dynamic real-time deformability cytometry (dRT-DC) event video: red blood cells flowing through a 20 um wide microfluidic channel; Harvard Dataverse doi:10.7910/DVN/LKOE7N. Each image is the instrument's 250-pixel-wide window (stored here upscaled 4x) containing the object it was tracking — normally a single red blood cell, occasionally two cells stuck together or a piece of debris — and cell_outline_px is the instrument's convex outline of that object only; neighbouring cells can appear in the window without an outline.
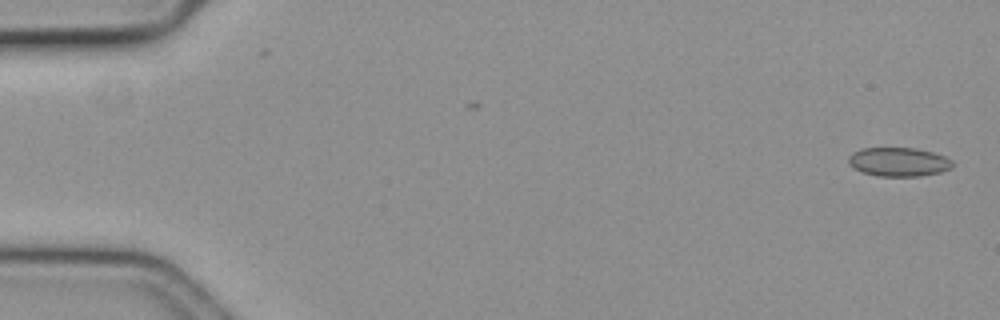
{"species": "common noctule bat (a hibernating species)", "species_latin": "Nyctalus noctula", "temperature_condition": "cold", "stored_images_in_passage": 58, "camera_frame_rate_fps": 3000, "um_per_image_px": 0.085, "animal": {"sex": "female", "body_mass_g": 19.3, "forearm_length_mm": 54.1}, "frame": {"image": 1, "passage_image": 1, "time_ms": 0.0, "image_size_px": [1000, 320], "cell_outline_px": [[952, 168], [940, 172], [916, 176], [880, 176], [864, 172], [848, 164], [848, 156], [852, 152], [860, 148], [916, 148], [932, 152], [944, 156], [952, 160]], "centroid_in_image_um": [76.37, 13.75], "position_along_channel_um": 8.6, "area_um2": 17.4}}
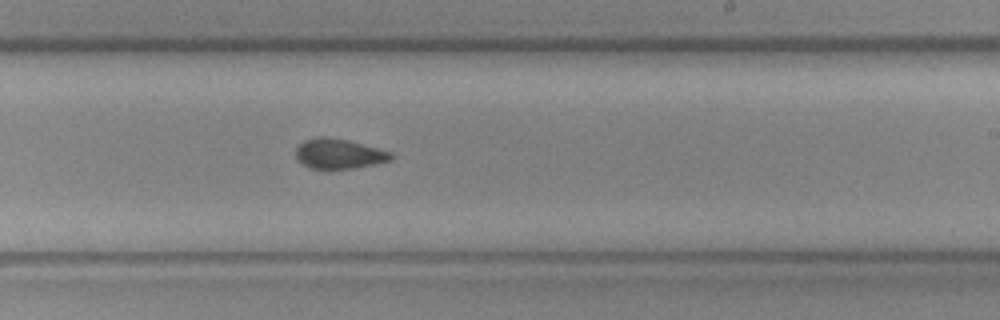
{"frame": {"image": 2, "passage_image": 35, "time_ms": 11.333, "image_size_px": [1000, 320], "cell_outline_px": [[396, 156], [392, 160], [356, 168], [312, 168], [296, 160], [296, 148], [304, 140], [316, 136], [324, 136], [348, 140], [392, 152]], "centroid_in_image_um": [28.83, 13.06], "position_along_channel_um": 260.2, "area_um2": 16.65}}
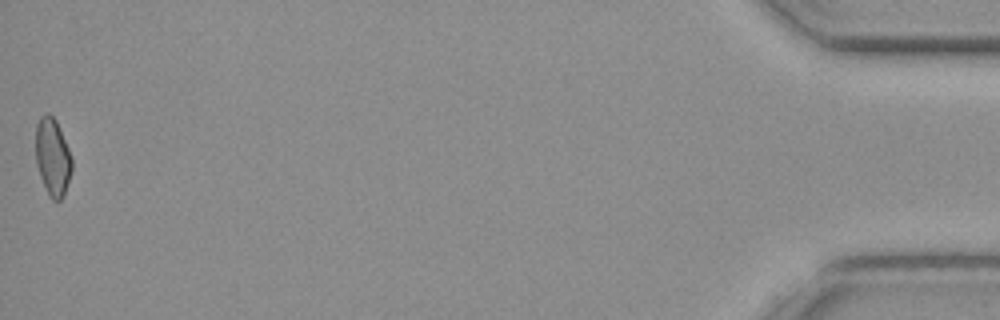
{"frame": {"image": 3, "passage_image": 58, "time_ms": 19.0, "image_size_px": [1000, 320], "cell_outline_px": [[72, 168], [64, 192], [60, 200], [52, 200], [40, 176], [36, 164], [36, 124], [40, 116], [48, 112], [56, 120], [68, 148], [72, 160]], "centroid_in_image_um": [4.45, 13.29], "position_along_channel_um": 430.7, "area_um2": 16.01}, "authors_computed_cell_mechanics": {"area_um2": 17.2822, "velocity_mm_per_s": 3.5586, "shape_relaxation_time_tau1_ms": null, "shape_relaxation_time_tau2_ms": 4.65, "deformation_change_tau1": null, "deformation_change_tau2": 0.064}}